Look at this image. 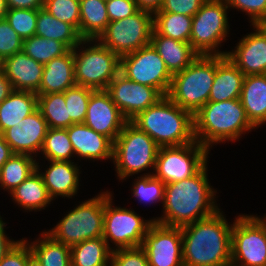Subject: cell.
<instances>
[{
	"label": "cell",
	"mask_w": 266,
	"mask_h": 266,
	"mask_svg": "<svg viewBox=\"0 0 266 266\" xmlns=\"http://www.w3.org/2000/svg\"><path fill=\"white\" fill-rule=\"evenodd\" d=\"M207 164L191 178L165 185L163 214L153 218L165 226L183 227L214 215L219 207L209 184Z\"/></svg>",
	"instance_id": "1"
},
{
	"label": "cell",
	"mask_w": 266,
	"mask_h": 266,
	"mask_svg": "<svg viewBox=\"0 0 266 266\" xmlns=\"http://www.w3.org/2000/svg\"><path fill=\"white\" fill-rule=\"evenodd\" d=\"M222 212L181 227L184 266H226L231 261L233 224Z\"/></svg>",
	"instance_id": "2"
},
{
	"label": "cell",
	"mask_w": 266,
	"mask_h": 266,
	"mask_svg": "<svg viewBox=\"0 0 266 266\" xmlns=\"http://www.w3.org/2000/svg\"><path fill=\"white\" fill-rule=\"evenodd\" d=\"M193 121L195 140L209 151L214 144L237 141L245 132L256 129L248 120L240 99L208 101L193 114Z\"/></svg>",
	"instance_id": "3"
},
{
	"label": "cell",
	"mask_w": 266,
	"mask_h": 266,
	"mask_svg": "<svg viewBox=\"0 0 266 266\" xmlns=\"http://www.w3.org/2000/svg\"><path fill=\"white\" fill-rule=\"evenodd\" d=\"M159 147L180 146L195 141L193 114L163 96L155 105L130 120Z\"/></svg>",
	"instance_id": "4"
},
{
	"label": "cell",
	"mask_w": 266,
	"mask_h": 266,
	"mask_svg": "<svg viewBox=\"0 0 266 266\" xmlns=\"http://www.w3.org/2000/svg\"><path fill=\"white\" fill-rule=\"evenodd\" d=\"M72 50L76 85L93 90H106L120 72L121 58L97 39H83Z\"/></svg>",
	"instance_id": "5"
},
{
	"label": "cell",
	"mask_w": 266,
	"mask_h": 266,
	"mask_svg": "<svg viewBox=\"0 0 266 266\" xmlns=\"http://www.w3.org/2000/svg\"><path fill=\"white\" fill-rule=\"evenodd\" d=\"M215 77V55H199L189 66L173 74L167 96L195 114L207 102Z\"/></svg>",
	"instance_id": "6"
},
{
	"label": "cell",
	"mask_w": 266,
	"mask_h": 266,
	"mask_svg": "<svg viewBox=\"0 0 266 266\" xmlns=\"http://www.w3.org/2000/svg\"><path fill=\"white\" fill-rule=\"evenodd\" d=\"M157 143L146 133L128 121L113 142V163L119 180L151 168L154 172Z\"/></svg>",
	"instance_id": "7"
},
{
	"label": "cell",
	"mask_w": 266,
	"mask_h": 266,
	"mask_svg": "<svg viewBox=\"0 0 266 266\" xmlns=\"http://www.w3.org/2000/svg\"><path fill=\"white\" fill-rule=\"evenodd\" d=\"M108 190L74 207L51 230L45 231L54 240L73 246L103 236L105 197Z\"/></svg>",
	"instance_id": "8"
},
{
	"label": "cell",
	"mask_w": 266,
	"mask_h": 266,
	"mask_svg": "<svg viewBox=\"0 0 266 266\" xmlns=\"http://www.w3.org/2000/svg\"><path fill=\"white\" fill-rule=\"evenodd\" d=\"M227 10L225 0H207L193 16L189 43L199 55H227L218 49L229 37Z\"/></svg>",
	"instance_id": "9"
},
{
	"label": "cell",
	"mask_w": 266,
	"mask_h": 266,
	"mask_svg": "<svg viewBox=\"0 0 266 266\" xmlns=\"http://www.w3.org/2000/svg\"><path fill=\"white\" fill-rule=\"evenodd\" d=\"M112 193L105 197L103 238L113 250L140 247L154 219L144 220L134 210L115 207L112 204ZM114 243L115 247H111ZM113 248V249H112Z\"/></svg>",
	"instance_id": "10"
},
{
	"label": "cell",
	"mask_w": 266,
	"mask_h": 266,
	"mask_svg": "<svg viewBox=\"0 0 266 266\" xmlns=\"http://www.w3.org/2000/svg\"><path fill=\"white\" fill-rule=\"evenodd\" d=\"M209 150L196 140L180 146L160 147L152 175L165 184L191 178L208 162Z\"/></svg>",
	"instance_id": "11"
},
{
	"label": "cell",
	"mask_w": 266,
	"mask_h": 266,
	"mask_svg": "<svg viewBox=\"0 0 266 266\" xmlns=\"http://www.w3.org/2000/svg\"><path fill=\"white\" fill-rule=\"evenodd\" d=\"M153 14L139 10L132 16L110 21L97 39L120 58L150 44Z\"/></svg>",
	"instance_id": "12"
},
{
	"label": "cell",
	"mask_w": 266,
	"mask_h": 266,
	"mask_svg": "<svg viewBox=\"0 0 266 266\" xmlns=\"http://www.w3.org/2000/svg\"><path fill=\"white\" fill-rule=\"evenodd\" d=\"M231 260L244 266H266V215L235 216Z\"/></svg>",
	"instance_id": "13"
},
{
	"label": "cell",
	"mask_w": 266,
	"mask_h": 266,
	"mask_svg": "<svg viewBox=\"0 0 266 266\" xmlns=\"http://www.w3.org/2000/svg\"><path fill=\"white\" fill-rule=\"evenodd\" d=\"M120 72L135 83L156 88L163 96H167L173 76L151 44L122 56Z\"/></svg>",
	"instance_id": "14"
},
{
	"label": "cell",
	"mask_w": 266,
	"mask_h": 266,
	"mask_svg": "<svg viewBox=\"0 0 266 266\" xmlns=\"http://www.w3.org/2000/svg\"><path fill=\"white\" fill-rule=\"evenodd\" d=\"M141 247L147 254L148 266H184L180 227L154 222Z\"/></svg>",
	"instance_id": "15"
},
{
	"label": "cell",
	"mask_w": 266,
	"mask_h": 266,
	"mask_svg": "<svg viewBox=\"0 0 266 266\" xmlns=\"http://www.w3.org/2000/svg\"><path fill=\"white\" fill-rule=\"evenodd\" d=\"M106 92L128 121L163 97L156 88L135 83L121 72L107 86Z\"/></svg>",
	"instance_id": "16"
},
{
	"label": "cell",
	"mask_w": 266,
	"mask_h": 266,
	"mask_svg": "<svg viewBox=\"0 0 266 266\" xmlns=\"http://www.w3.org/2000/svg\"><path fill=\"white\" fill-rule=\"evenodd\" d=\"M127 122L106 90H95L90 95L85 125L114 142Z\"/></svg>",
	"instance_id": "17"
},
{
	"label": "cell",
	"mask_w": 266,
	"mask_h": 266,
	"mask_svg": "<svg viewBox=\"0 0 266 266\" xmlns=\"http://www.w3.org/2000/svg\"><path fill=\"white\" fill-rule=\"evenodd\" d=\"M47 131V122L37 108L19 123L6 129L1 135L14 154H26L37 158L38 152L40 154L43 147Z\"/></svg>",
	"instance_id": "18"
},
{
	"label": "cell",
	"mask_w": 266,
	"mask_h": 266,
	"mask_svg": "<svg viewBox=\"0 0 266 266\" xmlns=\"http://www.w3.org/2000/svg\"><path fill=\"white\" fill-rule=\"evenodd\" d=\"M252 26L254 32L244 35L226 55L245 76L266 74V30L260 24Z\"/></svg>",
	"instance_id": "19"
},
{
	"label": "cell",
	"mask_w": 266,
	"mask_h": 266,
	"mask_svg": "<svg viewBox=\"0 0 266 266\" xmlns=\"http://www.w3.org/2000/svg\"><path fill=\"white\" fill-rule=\"evenodd\" d=\"M44 64L35 61L23 51L2 61L1 70L11 82L13 90L39 92Z\"/></svg>",
	"instance_id": "20"
},
{
	"label": "cell",
	"mask_w": 266,
	"mask_h": 266,
	"mask_svg": "<svg viewBox=\"0 0 266 266\" xmlns=\"http://www.w3.org/2000/svg\"><path fill=\"white\" fill-rule=\"evenodd\" d=\"M67 133L74 153L85 160H113V142L84 123L69 126Z\"/></svg>",
	"instance_id": "21"
},
{
	"label": "cell",
	"mask_w": 266,
	"mask_h": 266,
	"mask_svg": "<svg viewBox=\"0 0 266 266\" xmlns=\"http://www.w3.org/2000/svg\"><path fill=\"white\" fill-rule=\"evenodd\" d=\"M49 167L41 172L39 161L36 170L42 176L44 185L52 200L55 197L72 198L79 189L80 166L72 161H49Z\"/></svg>",
	"instance_id": "22"
},
{
	"label": "cell",
	"mask_w": 266,
	"mask_h": 266,
	"mask_svg": "<svg viewBox=\"0 0 266 266\" xmlns=\"http://www.w3.org/2000/svg\"><path fill=\"white\" fill-rule=\"evenodd\" d=\"M244 78L228 56L215 55V77L208 101L240 99Z\"/></svg>",
	"instance_id": "23"
},
{
	"label": "cell",
	"mask_w": 266,
	"mask_h": 266,
	"mask_svg": "<svg viewBox=\"0 0 266 266\" xmlns=\"http://www.w3.org/2000/svg\"><path fill=\"white\" fill-rule=\"evenodd\" d=\"M74 55L70 49L66 54L44 64L42 81L37 95L65 92L75 86Z\"/></svg>",
	"instance_id": "24"
},
{
	"label": "cell",
	"mask_w": 266,
	"mask_h": 266,
	"mask_svg": "<svg viewBox=\"0 0 266 266\" xmlns=\"http://www.w3.org/2000/svg\"><path fill=\"white\" fill-rule=\"evenodd\" d=\"M150 44L164 60L167 69L172 75L182 71L199 56L189 42L165 37L154 30Z\"/></svg>",
	"instance_id": "25"
},
{
	"label": "cell",
	"mask_w": 266,
	"mask_h": 266,
	"mask_svg": "<svg viewBox=\"0 0 266 266\" xmlns=\"http://www.w3.org/2000/svg\"><path fill=\"white\" fill-rule=\"evenodd\" d=\"M240 100L250 123L257 129L266 123V74L244 78Z\"/></svg>",
	"instance_id": "26"
},
{
	"label": "cell",
	"mask_w": 266,
	"mask_h": 266,
	"mask_svg": "<svg viewBox=\"0 0 266 266\" xmlns=\"http://www.w3.org/2000/svg\"><path fill=\"white\" fill-rule=\"evenodd\" d=\"M38 107V96L30 91L13 92L0 103V134L33 113Z\"/></svg>",
	"instance_id": "27"
},
{
	"label": "cell",
	"mask_w": 266,
	"mask_h": 266,
	"mask_svg": "<svg viewBox=\"0 0 266 266\" xmlns=\"http://www.w3.org/2000/svg\"><path fill=\"white\" fill-rule=\"evenodd\" d=\"M10 196L27 211L44 210L53 201L37 170L17 186Z\"/></svg>",
	"instance_id": "28"
},
{
	"label": "cell",
	"mask_w": 266,
	"mask_h": 266,
	"mask_svg": "<svg viewBox=\"0 0 266 266\" xmlns=\"http://www.w3.org/2000/svg\"><path fill=\"white\" fill-rule=\"evenodd\" d=\"M35 35L60 41L70 49L76 47L83 40L71 24L58 20L44 8L37 10Z\"/></svg>",
	"instance_id": "29"
},
{
	"label": "cell",
	"mask_w": 266,
	"mask_h": 266,
	"mask_svg": "<svg viewBox=\"0 0 266 266\" xmlns=\"http://www.w3.org/2000/svg\"><path fill=\"white\" fill-rule=\"evenodd\" d=\"M80 37L98 39L110 20L106 2L102 0H80Z\"/></svg>",
	"instance_id": "30"
},
{
	"label": "cell",
	"mask_w": 266,
	"mask_h": 266,
	"mask_svg": "<svg viewBox=\"0 0 266 266\" xmlns=\"http://www.w3.org/2000/svg\"><path fill=\"white\" fill-rule=\"evenodd\" d=\"M70 252L71 266H110L112 250L103 236L73 245Z\"/></svg>",
	"instance_id": "31"
},
{
	"label": "cell",
	"mask_w": 266,
	"mask_h": 266,
	"mask_svg": "<svg viewBox=\"0 0 266 266\" xmlns=\"http://www.w3.org/2000/svg\"><path fill=\"white\" fill-rule=\"evenodd\" d=\"M29 245L42 266H71L70 246L54 240L45 231Z\"/></svg>",
	"instance_id": "32"
},
{
	"label": "cell",
	"mask_w": 266,
	"mask_h": 266,
	"mask_svg": "<svg viewBox=\"0 0 266 266\" xmlns=\"http://www.w3.org/2000/svg\"><path fill=\"white\" fill-rule=\"evenodd\" d=\"M36 162L30 155H12L0 169V187L10 194L36 171Z\"/></svg>",
	"instance_id": "33"
},
{
	"label": "cell",
	"mask_w": 266,
	"mask_h": 266,
	"mask_svg": "<svg viewBox=\"0 0 266 266\" xmlns=\"http://www.w3.org/2000/svg\"><path fill=\"white\" fill-rule=\"evenodd\" d=\"M193 17L171 12L153 14L154 31L168 38L189 42Z\"/></svg>",
	"instance_id": "34"
},
{
	"label": "cell",
	"mask_w": 266,
	"mask_h": 266,
	"mask_svg": "<svg viewBox=\"0 0 266 266\" xmlns=\"http://www.w3.org/2000/svg\"><path fill=\"white\" fill-rule=\"evenodd\" d=\"M38 96V109L47 122L48 128L66 129L75 124L70 116L65 104L64 92L50 93Z\"/></svg>",
	"instance_id": "35"
},
{
	"label": "cell",
	"mask_w": 266,
	"mask_h": 266,
	"mask_svg": "<svg viewBox=\"0 0 266 266\" xmlns=\"http://www.w3.org/2000/svg\"><path fill=\"white\" fill-rule=\"evenodd\" d=\"M70 48L60 41L37 35L23 40L22 51L35 61L46 64L53 58L66 54Z\"/></svg>",
	"instance_id": "36"
},
{
	"label": "cell",
	"mask_w": 266,
	"mask_h": 266,
	"mask_svg": "<svg viewBox=\"0 0 266 266\" xmlns=\"http://www.w3.org/2000/svg\"><path fill=\"white\" fill-rule=\"evenodd\" d=\"M41 154L46 161H74V149L70 142L67 129L48 128Z\"/></svg>",
	"instance_id": "37"
},
{
	"label": "cell",
	"mask_w": 266,
	"mask_h": 266,
	"mask_svg": "<svg viewBox=\"0 0 266 266\" xmlns=\"http://www.w3.org/2000/svg\"><path fill=\"white\" fill-rule=\"evenodd\" d=\"M134 180L131 191L133 197L138 198L140 203L162 202L164 200L165 183L155 178L151 172L143 173Z\"/></svg>",
	"instance_id": "38"
},
{
	"label": "cell",
	"mask_w": 266,
	"mask_h": 266,
	"mask_svg": "<svg viewBox=\"0 0 266 266\" xmlns=\"http://www.w3.org/2000/svg\"><path fill=\"white\" fill-rule=\"evenodd\" d=\"M94 91L84 86L75 85L64 92L68 116L75 124L84 123L89 98Z\"/></svg>",
	"instance_id": "39"
},
{
	"label": "cell",
	"mask_w": 266,
	"mask_h": 266,
	"mask_svg": "<svg viewBox=\"0 0 266 266\" xmlns=\"http://www.w3.org/2000/svg\"><path fill=\"white\" fill-rule=\"evenodd\" d=\"M43 8L58 20L71 24L80 35V0H45Z\"/></svg>",
	"instance_id": "40"
},
{
	"label": "cell",
	"mask_w": 266,
	"mask_h": 266,
	"mask_svg": "<svg viewBox=\"0 0 266 266\" xmlns=\"http://www.w3.org/2000/svg\"><path fill=\"white\" fill-rule=\"evenodd\" d=\"M5 19L23 40L36 33L37 10L35 9H7Z\"/></svg>",
	"instance_id": "41"
},
{
	"label": "cell",
	"mask_w": 266,
	"mask_h": 266,
	"mask_svg": "<svg viewBox=\"0 0 266 266\" xmlns=\"http://www.w3.org/2000/svg\"><path fill=\"white\" fill-rule=\"evenodd\" d=\"M23 39L9 25L6 19L0 20V59L22 51Z\"/></svg>",
	"instance_id": "42"
},
{
	"label": "cell",
	"mask_w": 266,
	"mask_h": 266,
	"mask_svg": "<svg viewBox=\"0 0 266 266\" xmlns=\"http://www.w3.org/2000/svg\"><path fill=\"white\" fill-rule=\"evenodd\" d=\"M110 266H148V257L141 246L117 249L112 251Z\"/></svg>",
	"instance_id": "43"
},
{
	"label": "cell",
	"mask_w": 266,
	"mask_h": 266,
	"mask_svg": "<svg viewBox=\"0 0 266 266\" xmlns=\"http://www.w3.org/2000/svg\"><path fill=\"white\" fill-rule=\"evenodd\" d=\"M229 8L245 12L251 25L261 24L266 21V0H225Z\"/></svg>",
	"instance_id": "44"
},
{
	"label": "cell",
	"mask_w": 266,
	"mask_h": 266,
	"mask_svg": "<svg viewBox=\"0 0 266 266\" xmlns=\"http://www.w3.org/2000/svg\"><path fill=\"white\" fill-rule=\"evenodd\" d=\"M29 243L26 239H20L0 261V266H26L32 254Z\"/></svg>",
	"instance_id": "45"
},
{
	"label": "cell",
	"mask_w": 266,
	"mask_h": 266,
	"mask_svg": "<svg viewBox=\"0 0 266 266\" xmlns=\"http://www.w3.org/2000/svg\"><path fill=\"white\" fill-rule=\"evenodd\" d=\"M207 0H163L158 12L179 13L193 17Z\"/></svg>",
	"instance_id": "46"
},
{
	"label": "cell",
	"mask_w": 266,
	"mask_h": 266,
	"mask_svg": "<svg viewBox=\"0 0 266 266\" xmlns=\"http://www.w3.org/2000/svg\"><path fill=\"white\" fill-rule=\"evenodd\" d=\"M106 9L110 21L132 16L140 10L135 0H108Z\"/></svg>",
	"instance_id": "47"
},
{
	"label": "cell",
	"mask_w": 266,
	"mask_h": 266,
	"mask_svg": "<svg viewBox=\"0 0 266 266\" xmlns=\"http://www.w3.org/2000/svg\"><path fill=\"white\" fill-rule=\"evenodd\" d=\"M45 0H6L7 9H35L44 7Z\"/></svg>",
	"instance_id": "48"
},
{
	"label": "cell",
	"mask_w": 266,
	"mask_h": 266,
	"mask_svg": "<svg viewBox=\"0 0 266 266\" xmlns=\"http://www.w3.org/2000/svg\"><path fill=\"white\" fill-rule=\"evenodd\" d=\"M5 225L6 223L0 216V261L9 252V250L19 242V240L14 241L13 239H9V237L5 234Z\"/></svg>",
	"instance_id": "49"
},
{
	"label": "cell",
	"mask_w": 266,
	"mask_h": 266,
	"mask_svg": "<svg viewBox=\"0 0 266 266\" xmlns=\"http://www.w3.org/2000/svg\"><path fill=\"white\" fill-rule=\"evenodd\" d=\"M140 10L152 14L158 12L162 6L163 0H135Z\"/></svg>",
	"instance_id": "50"
},
{
	"label": "cell",
	"mask_w": 266,
	"mask_h": 266,
	"mask_svg": "<svg viewBox=\"0 0 266 266\" xmlns=\"http://www.w3.org/2000/svg\"><path fill=\"white\" fill-rule=\"evenodd\" d=\"M12 92L13 87L11 82L0 69V103L3 102Z\"/></svg>",
	"instance_id": "51"
},
{
	"label": "cell",
	"mask_w": 266,
	"mask_h": 266,
	"mask_svg": "<svg viewBox=\"0 0 266 266\" xmlns=\"http://www.w3.org/2000/svg\"><path fill=\"white\" fill-rule=\"evenodd\" d=\"M12 155H14V153L11 147L6 143L4 137L0 134V169Z\"/></svg>",
	"instance_id": "52"
},
{
	"label": "cell",
	"mask_w": 266,
	"mask_h": 266,
	"mask_svg": "<svg viewBox=\"0 0 266 266\" xmlns=\"http://www.w3.org/2000/svg\"><path fill=\"white\" fill-rule=\"evenodd\" d=\"M26 266H42V264L37 259V257L32 253L27 259V265Z\"/></svg>",
	"instance_id": "53"
},
{
	"label": "cell",
	"mask_w": 266,
	"mask_h": 266,
	"mask_svg": "<svg viewBox=\"0 0 266 266\" xmlns=\"http://www.w3.org/2000/svg\"><path fill=\"white\" fill-rule=\"evenodd\" d=\"M7 13L6 0H0V20L5 19Z\"/></svg>",
	"instance_id": "54"
},
{
	"label": "cell",
	"mask_w": 266,
	"mask_h": 266,
	"mask_svg": "<svg viewBox=\"0 0 266 266\" xmlns=\"http://www.w3.org/2000/svg\"><path fill=\"white\" fill-rule=\"evenodd\" d=\"M226 266H244V265H241L231 260Z\"/></svg>",
	"instance_id": "55"
},
{
	"label": "cell",
	"mask_w": 266,
	"mask_h": 266,
	"mask_svg": "<svg viewBox=\"0 0 266 266\" xmlns=\"http://www.w3.org/2000/svg\"><path fill=\"white\" fill-rule=\"evenodd\" d=\"M266 30V21L260 24Z\"/></svg>",
	"instance_id": "56"
},
{
	"label": "cell",
	"mask_w": 266,
	"mask_h": 266,
	"mask_svg": "<svg viewBox=\"0 0 266 266\" xmlns=\"http://www.w3.org/2000/svg\"><path fill=\"white\" fill-rule=\"evenodd\" d=\"M2 68V60L0 59V69Z\"/></svg>",
	"instance_id": "57"
}]
</instances>
